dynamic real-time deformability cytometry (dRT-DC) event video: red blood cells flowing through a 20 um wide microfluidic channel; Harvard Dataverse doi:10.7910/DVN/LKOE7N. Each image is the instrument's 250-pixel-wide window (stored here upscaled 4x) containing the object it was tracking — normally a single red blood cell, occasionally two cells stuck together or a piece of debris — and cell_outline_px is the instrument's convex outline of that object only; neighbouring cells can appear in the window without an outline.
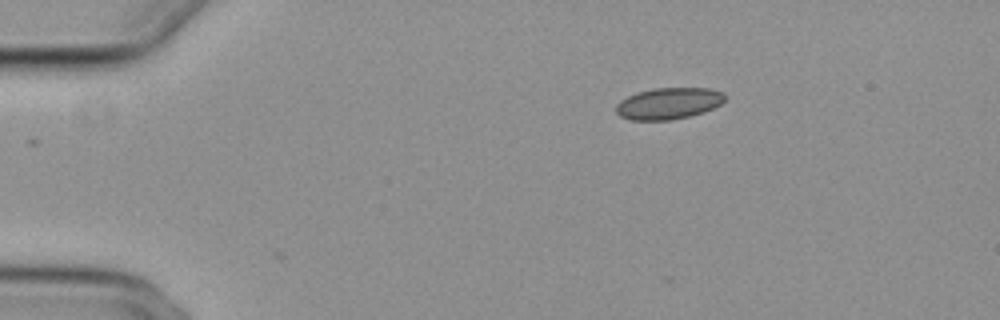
{"species": "common noctule bat (a hibernating species)", "species_latin": "Nyctalus noctula", "temperature_condition": "cold", "stored_images_in_passage": 2, "camera_frame_rate_fps": 3000, "um_per_image_px": 0.085, "animal": {"sex": "female", "body_mass_g": 29.2, "forearm_length_mm": 56.3}, "frame": {"image": 1, "passage_image": 1, "time_ms": 0.0, "image_size_px": [1000, 320], "cell_outline_px": [[724, 100], [720, 104], [704, 112], [672, 120], [632, 120], [620, 116], [616, 112], [616, 104], [620, 100], [636, 92], [652, 88], [708, 88], [724, 92]], "centroid_in_image_um": [56.8, 8.78], "position_along_channel_um": 28.2, "area_um2": 20.0}}